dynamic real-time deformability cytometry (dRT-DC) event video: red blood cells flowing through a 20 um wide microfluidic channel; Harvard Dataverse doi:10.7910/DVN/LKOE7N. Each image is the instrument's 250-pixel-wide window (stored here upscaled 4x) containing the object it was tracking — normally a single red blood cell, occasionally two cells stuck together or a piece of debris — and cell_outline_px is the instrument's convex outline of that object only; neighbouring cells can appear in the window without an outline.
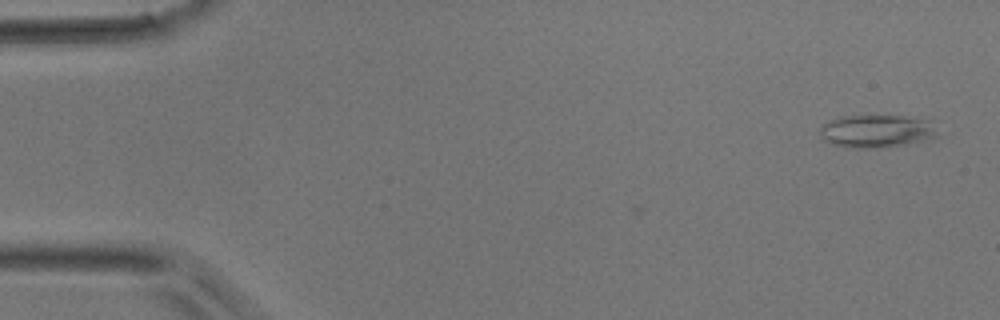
{"species": "common noctule bat (a hibernating species)", "species_latin": "Nyctalus noctula", "temperature_condition": "room temperature", "stored_images_in_passage": 7, "camera_frame_rate_fps": 3000, "um_per_image_px": 0.085, "animal": {"sex": "male", "body_mass_g": 17.9}, "frame": {"image": 1, "passage_image": 2, "time_ms": 0.333, "image_size_px": [1000, 320], "cell_outline_px": [[936, 136], [932, 140], [904, 144], [868, 148], [856, 148], [832, 144], [824, 140], [820, 136], [820, 124], [828, 120], [840, 116], [904, 116], [932, 120]], "centroid_in_image_um": [74.49, 11.13], "position_along_channel_um": 10.5, "area_um2": 22.54}}